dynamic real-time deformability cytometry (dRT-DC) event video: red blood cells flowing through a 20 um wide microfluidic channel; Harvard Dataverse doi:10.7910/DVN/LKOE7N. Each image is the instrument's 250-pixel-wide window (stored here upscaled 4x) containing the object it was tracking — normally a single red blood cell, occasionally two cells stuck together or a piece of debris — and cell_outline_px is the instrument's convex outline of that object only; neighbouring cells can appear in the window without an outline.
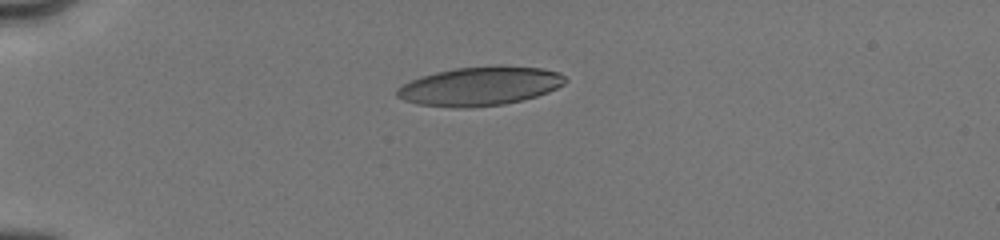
{"species": "human", "species_latin": "Homo sapiens", "temperature_condition": "cold", "stored_images_in_passage": 6, "camera_frame_rate_fps": 3000, "um_per_image_px": 0.085, "donor": {"sex": "male"}, "frame": {"image": 1, "passage_image": 1, "time_ms": 0.0, "image_size_px": [1000, 240], "cell_outline_px": [[568, 80], [564, 84], [548, 92], [524, 100], [504, 104], [464, 108], [452, 108], [420, 104], [404, 100], [396, 96], [396, 88], [420, 76], [436, 72], [456, 68], [496, 64], [540, 68], [560, 72]], "centroid_in_image_um": [40.81, 7.31], "position_along_channel_um": 44.2, "area_um2": 38.44}}
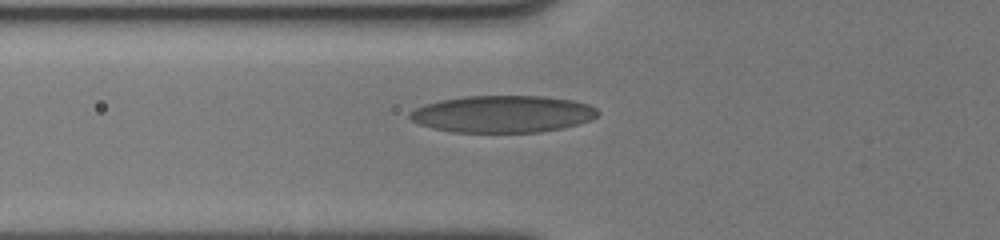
{"frame": {"image": 2, "passage_image": 5, "time_ms": 2.0, "image_size_px": [1000, 240], "cell_outline_px": [[600, 112], [596, 116], [588, 120], [564, 128], [540, 132], [452, 132], [432, 128], [420, 124], [412, 120], [408, 116], [408, 112], [424, 104], [440, 100], [464, 96], [540, 96], [572, 100], [588, 104], [596, 108]], "centroid_in_image_um": [42.7, 9.69], "position_along_channel_um": 83.1, "area_um2": 40.52}}